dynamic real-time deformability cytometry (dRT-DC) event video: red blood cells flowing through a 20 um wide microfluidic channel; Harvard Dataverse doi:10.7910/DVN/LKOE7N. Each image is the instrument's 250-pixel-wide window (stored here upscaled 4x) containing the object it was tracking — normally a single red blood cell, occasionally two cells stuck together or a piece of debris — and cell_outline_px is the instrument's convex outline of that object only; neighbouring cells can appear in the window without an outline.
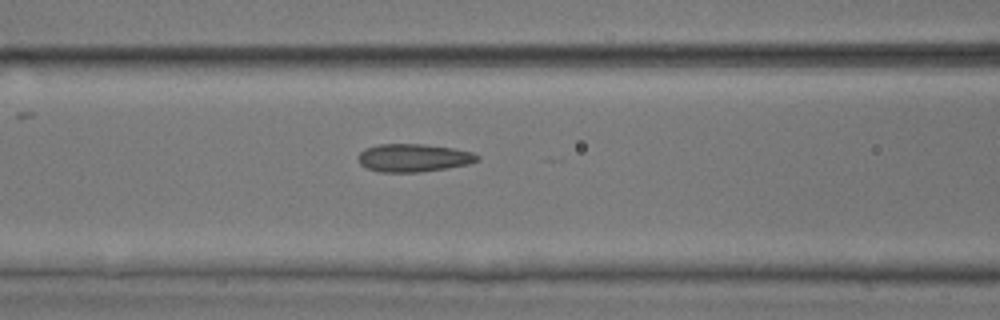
{"species": "common noctule bat (a hibernating species)", "species_latin": "Nyctalus noctula", "temperature_condition": "room temperature", "stored_images_in_passage": 26, "camera_frame_rate_fps": 3000, "um_per_image_px": 0.085, "animal": {"sex": "male", "body_mass_g": 17.9, "forearm_length_mm": 54.2}, "frame": {"image": 1, "passage_image": 15, "time_ms": 4.667, "image_size_px": [1000, 320], "cell_outline_px": [[480, 160], [468, 164], [420, 172], [380, 172], [368, 168], [360, 164], [356, 156], [364, 148], [376, 144], [424, 144], [452, 148], [472, 152], [480, 156]], "centroid_in_image_um": [35.11, 13.4], "position_along_channel_um": 131.5, "area_um2": 19.48}}
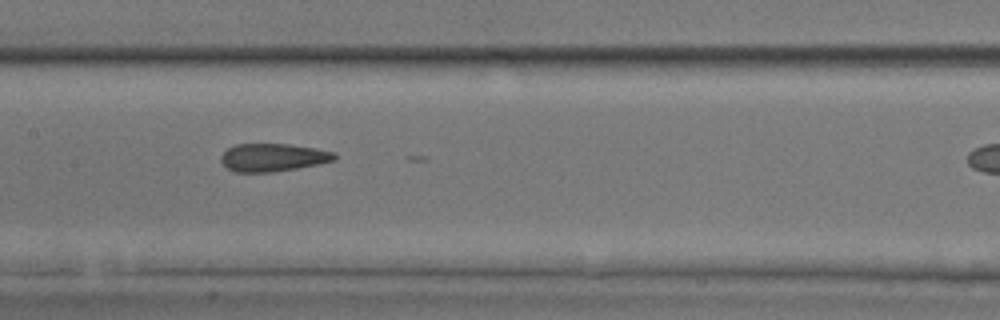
{"frame": {"image": 2, "passage_image": 19, "time_ms": 6.0, "image_size_px": [1000, 320], "cell_outline_px": [[336, 160], [296, 168], [272, 172], [236, 172], [228, 168], [220, 160], [220, 156], [228, 148], [236, 144], [288, 144], [316, 148], [336, 152]], "centroid_in_image_um": [23.21, 13.37], "position_along_channel_um": 184.2, "area_um2": 18.38}}